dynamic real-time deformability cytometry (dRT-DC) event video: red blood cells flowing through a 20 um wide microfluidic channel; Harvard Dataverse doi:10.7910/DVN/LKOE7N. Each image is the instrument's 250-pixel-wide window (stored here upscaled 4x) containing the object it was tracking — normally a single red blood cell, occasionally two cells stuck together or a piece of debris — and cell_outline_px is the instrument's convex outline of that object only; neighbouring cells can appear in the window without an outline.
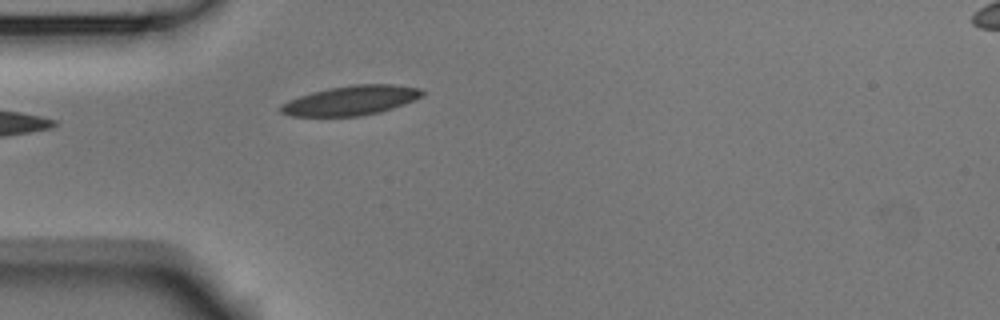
{"species": "Egyptian fruit bat (a non-hibernating species)", "species_latin": "Rousettus aegyptiacus", "temperature_condition": "room temperature", "stored_images_in_passage": 1, "camera_frame_rate_fps": 3000, "um_per_image_px": 0.085, "animal": {"sex": "male"}, "frame": {"image": 1, "passage_image": 1, "time_ms": 0.0, "image_size_px": [1000, 320], "cell_outline_px": [[424, 96], [404, 104], [380, 112], [360, 116], [288, 116], [280, 112], [280, 104], [288, 100], [312, 92], [328, 88], [356, 84], [392, 84], [420, 88], [424, 92]], "centroid_in_image_um": [29.83, 8.54], "position_along_channel_um": 55.2, "area_um2": 24.39}}